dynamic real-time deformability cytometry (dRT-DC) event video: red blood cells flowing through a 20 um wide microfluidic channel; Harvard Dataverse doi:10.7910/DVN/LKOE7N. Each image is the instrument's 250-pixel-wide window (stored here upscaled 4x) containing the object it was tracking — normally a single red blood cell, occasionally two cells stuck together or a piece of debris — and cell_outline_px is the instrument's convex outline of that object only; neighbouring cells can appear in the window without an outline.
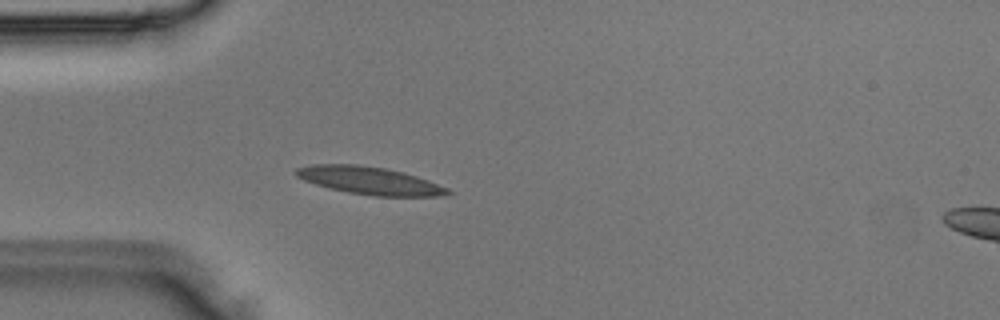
{"species": "Egyptian fruit bat (a non-hibernating species)", "species_latin": "Rousettus aegyptiacus", "temperature_condition": "room temperature", "stored_images_in_passage": 42, "camera_frame_rate_fps": 3000, "um_per_image_px": 0.085, "animal": {"sex": "male"}, "frame": {"image": 1, "passage_image": 7, "time_ms": 2.0, "image_size_px": [1000, 320], "cell_outline_px": [[452, 192], [448, 196], [376, 196], [348, 192], [328, 188], [304, 180], [296, 176], [292, 172], [296, 168], [312, 164], [360, 164], [388, 168], [404, 172], [428, 180], [448, 188]], "centroid_in_image_um": [31.41, 15.34], "position_along_channel_um": 53.6, "area_um2": 24.68}}
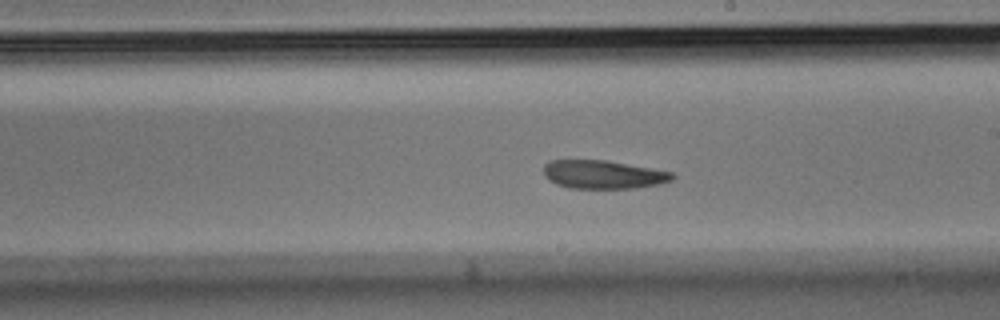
{"frame": {"image": 2, "passage_image": 21, "time_ms": 6.667, "image_size_px": [1000, 320], "cell_outline_px": [[676, 176], [672, 180], [660, 184], [636, 188], [568, 188], [556, 184], [548, 180], [544, 176], [544, 164], [548, 160], [604, 160], [652, 168], [672, 172]], "centroid_in_image_um": [51.26, 14.83], "position_along_channel_um": 237.7, "area_um2": 21.44}}
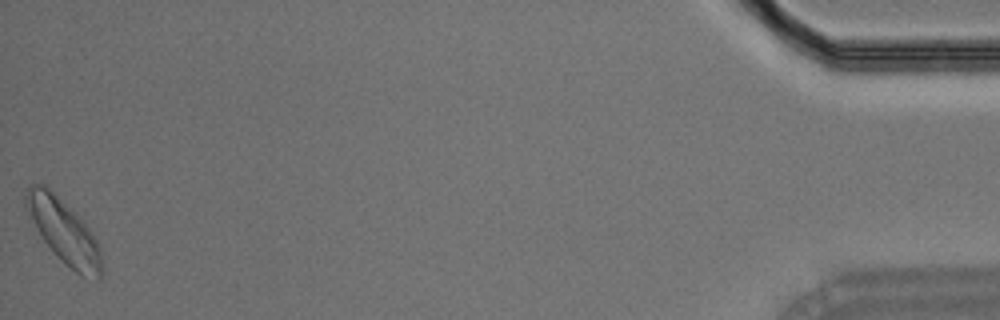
{"frame": {"image": 3, "passage_image": 42, "time_ms": 13.667, "image_size_px": [1000, 320], "cell_outline_px": [[100, 280], [96, 280], [80, 276], [64, 264], [56, 256], [44, 240], [28, 212], [24, 204], [24, 196], [28, 188], [32, 184], [44, 184], [76, 212], [84, 220], [96, 240], [100, 248]], "centroid_in_image_um": [5.43, 19.67], "position_along_channel_um": 429.8, "area_um2": 27.98}}